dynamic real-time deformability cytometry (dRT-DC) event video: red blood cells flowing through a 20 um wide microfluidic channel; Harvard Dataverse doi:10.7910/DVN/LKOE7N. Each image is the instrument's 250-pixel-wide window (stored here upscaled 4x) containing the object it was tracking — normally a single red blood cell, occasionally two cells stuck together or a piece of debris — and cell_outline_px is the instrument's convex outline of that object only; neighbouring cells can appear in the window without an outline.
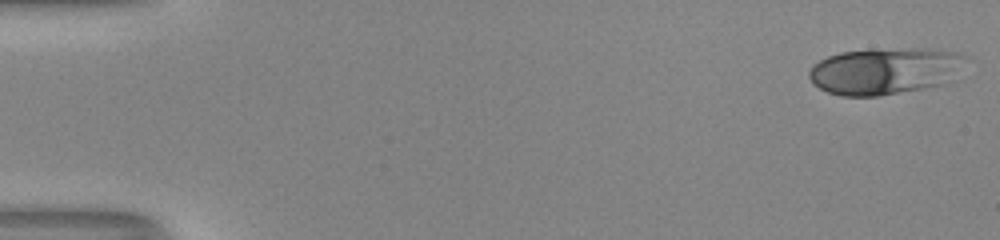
{"species": "human", "species_latin": "Homo sapiens", "temperature_condition": "room temperature", "stored_images_in_passage": 52, "camera_frame_rate_fps": 3000, "um_per_image_px": 0.085, "donor": {"sex": "male"}, "frame": {"image": 1, "passage_image": 1, "time_ms": 0.0, "image_size_px": [1000, 240], "cell_outline_px": [[964, 56], [948, 84], [876, 96], [840, 96], [828, 92], [812, 84], [808, 76], [808, 72], [812, 64], [828, 56], [840, 52], [912, 48], [928, 48], [956, 52]], "centroid_in_image_um": [75.13, 6.04], "position_along_channel_um": 9.9, "area_um2": 42.14}}
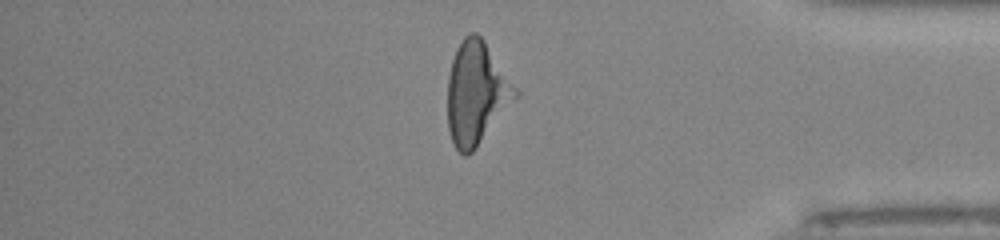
{"frame": {"image": 2, "passage_image": 44, "time_ms": 14.333, "image_size_px": [1000, 240], "cell_outline_px": [[520, 92], [476, 148], [468, 156], [464, 156], [456, 148], [452, 140], [448, 128], [448, 76], [452, 60], [456, 48], [464, 36], [472, 32], [476, 32], [484, 40]], "centroid_in_image_um": [40.48, 7.9], "position_along_channel_um": 394.7, "area_um2": 40.17}}
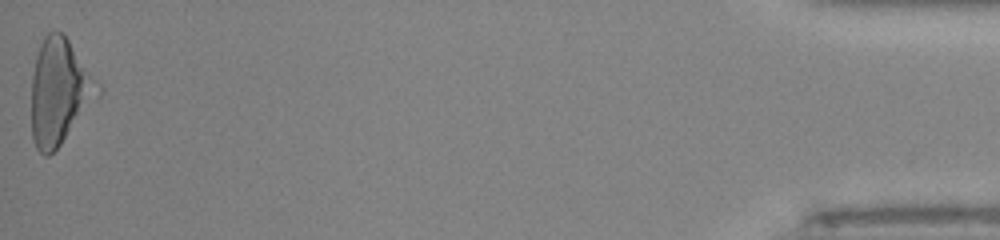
{"frame": {"image": 3, "passage_image": 52, "time_ms": 17.0, "image_size_px": [1000, 240], "cell_outline_px": [[104, 92], [60, 144], [48, 156], [44, 156], [36, 148], [32, 136], [32, 76], [36, 56], [40, 44], [44, 36], [48, 32], [60, 32], [68, 40], [104, 88]], "centroid_in_image_um": [5.09, 7.8], "position_along_channel_um": 430.1, "area_um2": 40.92}}